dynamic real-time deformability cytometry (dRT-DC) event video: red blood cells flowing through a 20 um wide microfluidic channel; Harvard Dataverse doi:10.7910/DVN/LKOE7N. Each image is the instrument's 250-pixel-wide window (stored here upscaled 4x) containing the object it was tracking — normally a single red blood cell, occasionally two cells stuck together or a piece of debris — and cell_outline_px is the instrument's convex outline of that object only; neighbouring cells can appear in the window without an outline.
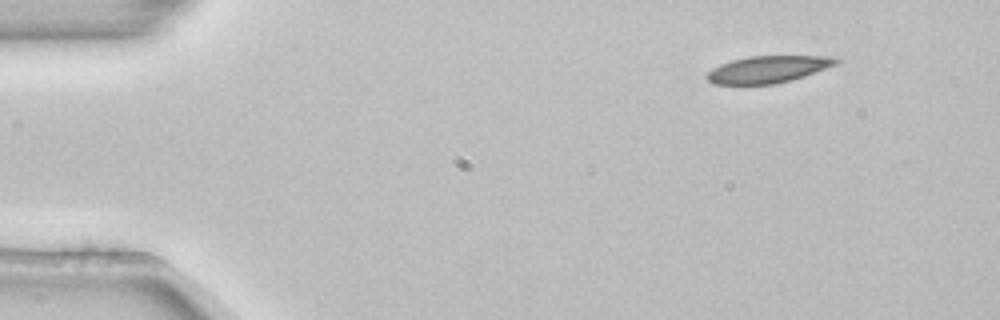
{"species": "common noctule bat (a hibernating species)", "species_latin": "Nyctalus noctula", "temperature_condition": "room temperature", "stored_images_in_passage": 3, "camera_frame_rate_fps": 3000, "um_per_image_px": 0.085, "animal": {"sex": "female", "body_mass_g": 22.7, "forearm_length_mm": 54.2}, "frame": {"image": 1, "passage_image": 1, "time_ms": 0.0, "image_size_px": [1000, 320], "cell_outline_px": [[840, 60], [836, 64], [804, 76], [772, 84], [712, 84], [704, 76], [712, 68], [720, 64], [732, 60], [748, 56], [836, 56]], "centroid_in_image_um": [65.25, 5.88], "position_along_channel_um": 19.8, "area_um2": 20.17}}
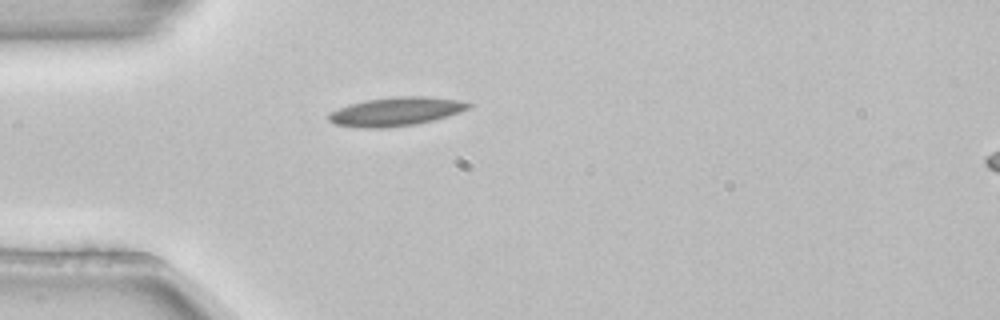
{"frame": {"image": 2, "passage_image": 3, "time_ms": 0.667, "image_size_px": [1000, 320], "cell_outline_px": [[472, 104], [468, 108], [460, 112], [448, 116], [416, 124], [384, 128], [364, 128], [336, 124], [328, 120], [328, 112], [348, 104], [364, 100], [396, 96], [424, 96], [456, 100]], "centroid_in_image_um": [33.59, 9.48], "position_along_channel_um": 51.4, "area_um2": 23.29}}